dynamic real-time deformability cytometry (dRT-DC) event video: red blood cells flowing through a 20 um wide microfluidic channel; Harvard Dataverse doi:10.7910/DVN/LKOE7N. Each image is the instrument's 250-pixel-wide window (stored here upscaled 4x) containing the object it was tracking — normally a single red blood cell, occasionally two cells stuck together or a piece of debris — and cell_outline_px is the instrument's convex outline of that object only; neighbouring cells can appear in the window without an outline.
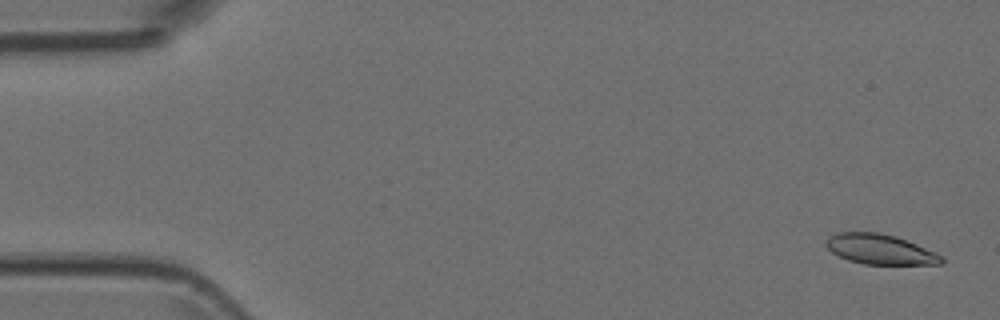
{"species": "Egyptian fruit bat (a non-hibernating species)", "species_latin": "Rousettus aegyptiacus", "temperature_condition": "room temperature", "stored_images_in_passage": 19, "camera_frame_rate_fps": 3000, "um_per_image_px": 0.085, "animal": {"sex": "female"}, "frame": {"image": 1, "passage_image": 2, "time_ms": 0.333, "image_size_px": [1000, 320], "cell_outline_px": [[944, 264], [864, 264], [848, 260], [832, 252], [824, 244], [836, 232], [876, 232], [896, 236], [936, 252], [944, 256]], "centroid_in_image_um": [74.85, 21.19], "position_along_channel_um": 10.2, "area_um2": 20.11}}
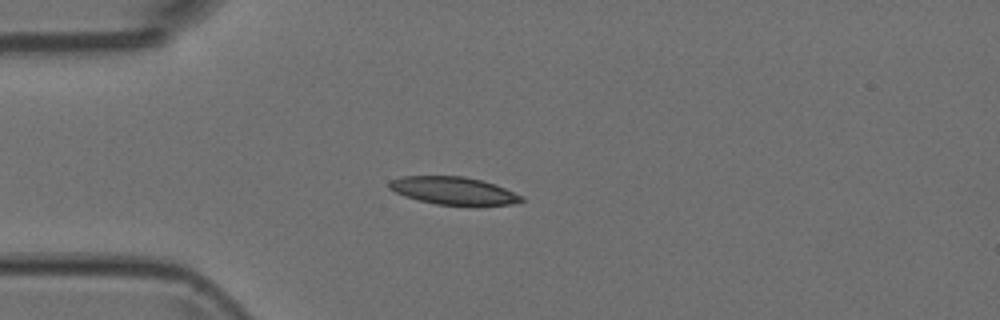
{"frame": {"image": 2, "passage_image": 14, "time_ms": 4.333, "image_size_px": [1000, 320], "cell_outline_px": [[524, 200], [512, 204], [436, 204], [404, 196], [388, 188], [388, 180], [404, 176], [464, 176], [496, 184], [524, 196]], "centroid_in_image_um": [38.52, 16.18], "position_along_channel_um": 46.5, "area_um2": 21.04}}
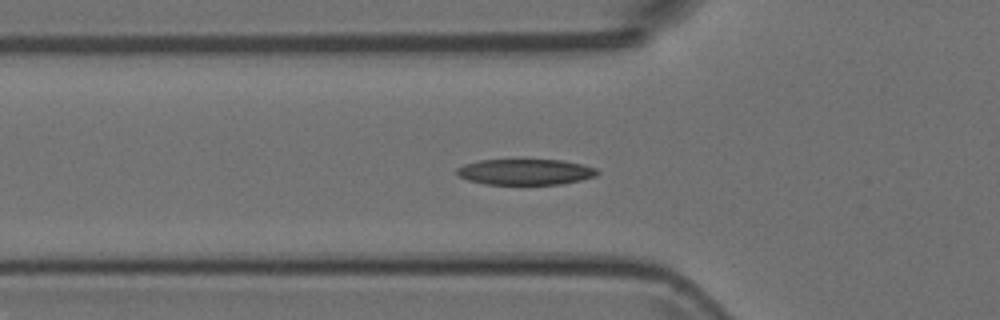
{"frame": {"image": 3, "passage_image": 18, "time_ms": 5.667, "image_size_px": [1000, 320], "cell_outline_px": [[600, 172], [596, 176], [564, 184], [484, 184], [468, 180], [460, 176], [456, 172], [456, 168], [464, 164], [480, 160], [560, 160], [580, 164], [596, 168]], "centroid_in_image_um": [44.65, 14.61], "position_along_channel_um": 81.1, "area_um2": 21.04}}